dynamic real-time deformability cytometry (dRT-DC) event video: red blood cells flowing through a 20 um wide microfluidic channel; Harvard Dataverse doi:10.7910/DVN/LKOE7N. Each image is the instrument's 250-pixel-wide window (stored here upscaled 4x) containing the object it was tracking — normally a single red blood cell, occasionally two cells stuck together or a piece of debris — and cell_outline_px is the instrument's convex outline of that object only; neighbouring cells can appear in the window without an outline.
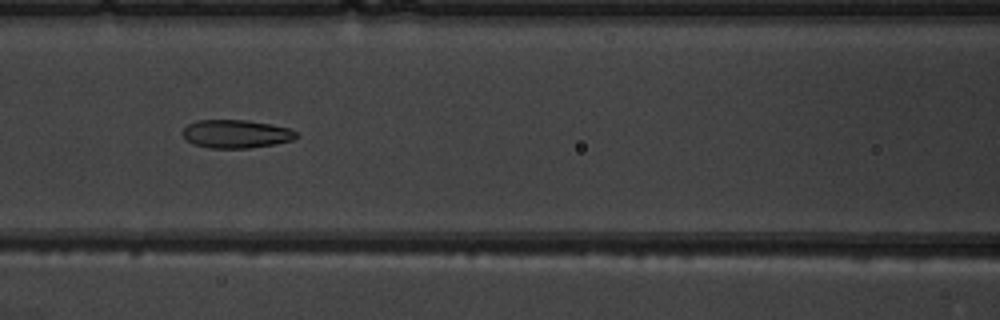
{"species": "common noctule bat (a hibernating species)", "species_latin": "Nyctalus noctula", "temperature_condition": "warm", "stored_images_in_passage": 9, "camera_frame_rate_fps": 3000, "um_per_image_px": 0.085, "animal": {"sex": "male", "body_mass_g": 19.5, "forearm_length_mm": 54.6}, "frame": {"image": 1, "passage_image": 7, "time_ms": 6.667, "image_size_px": [1000, 320], "cell_outline_px": [[300, 136], [292, 140], [272, 144], [248, 148], [212, 148], [192, 144], [184, 140], [184, 128], [188, 124], [196, 120], [248, 120], [288, 128], [296, 132]], "centroid_in_image_um": [20.04, 11.38], "position_along_channel_um": 146.6, "area_um2": 18.61}}
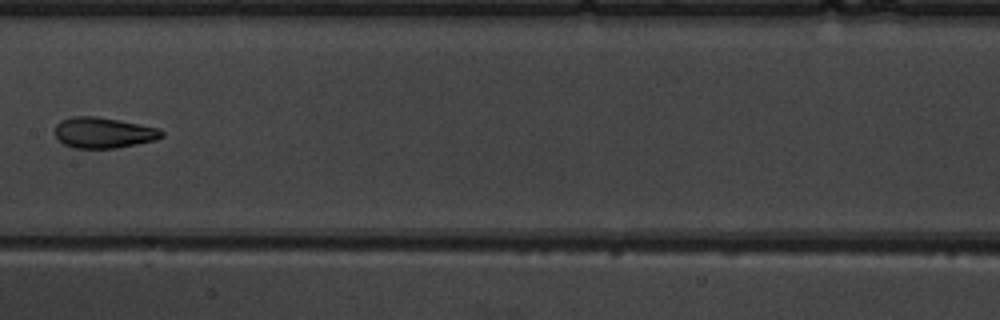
{"frame": {"image": 2, "passage_image": 8, "time_ms": 8.0, "image_size_px": [1000, 320], "cell_outline_px": [[164, 136], [156, 140], [116, 148], [76, 148], [64, 144], [56, 136], [56, 124], [60, 120], [72, 116], [96, 116], [120, 120], [160, 128], [164, 132]], "centroid_in_image_um": [8.83, 11.27], "position_along_channel_um": 198.6, "area_um2": 19.19}}
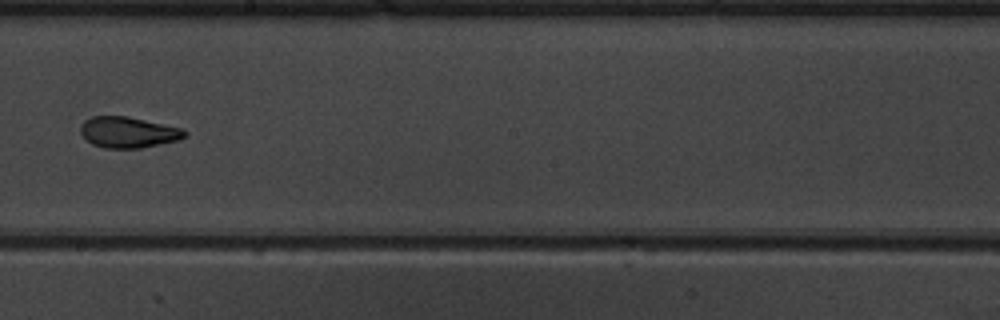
{"frame": {"image": 3, "passage_image": 9, "time_ms": 9.0, "image_size_px": [1000, 320], "cell_outline_px": [[188, 132], [180, 140], [140, 148], [104, 148], [92, 144], [80, 132], [80, 128], [84, 120], [92, 116], [128, 116], [184, 128]], "centroid_in_image_um": [10.93, 11.24], "position_along_channel_um": 237.3, "area_um2": 18.9}}